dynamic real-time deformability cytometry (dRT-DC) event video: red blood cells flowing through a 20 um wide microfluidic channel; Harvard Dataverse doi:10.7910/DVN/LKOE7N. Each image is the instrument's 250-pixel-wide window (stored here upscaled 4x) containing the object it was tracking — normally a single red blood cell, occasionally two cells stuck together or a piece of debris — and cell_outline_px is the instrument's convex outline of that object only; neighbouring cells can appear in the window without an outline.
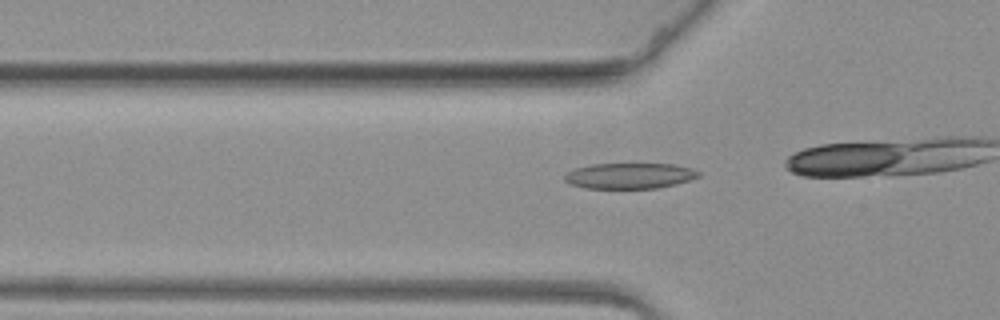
{"species": "common noctule bat (a hibernating species)", "species_latin": "Nyctalus noctula", "temperature_condition": "warm", "stored_images_in_passage": 40, "camera_frame_rate_fps": 3000, "um_per_image_px": 0.085, "animal": {"sex": "female", "body_mass_g": 19.3, "forearm_length_mm": 54.1}, "frame": {"image": 1, "passage_image": 12, "time_ms": 3.667, "image_size_px": [1000, 320], "cell_outline_px": [[700, 176], [676, 184], [656, 188], [584, 188], [572, 184], [564, 180], [564, 176], [568, 172], [576, 168], [592, 164], [676, 164], [692, 168], [700, 172]], "centroid_in_image_um": [53.54, 14.94], "position_along_channel_um": 72.3, "area_um2": 19.94}}
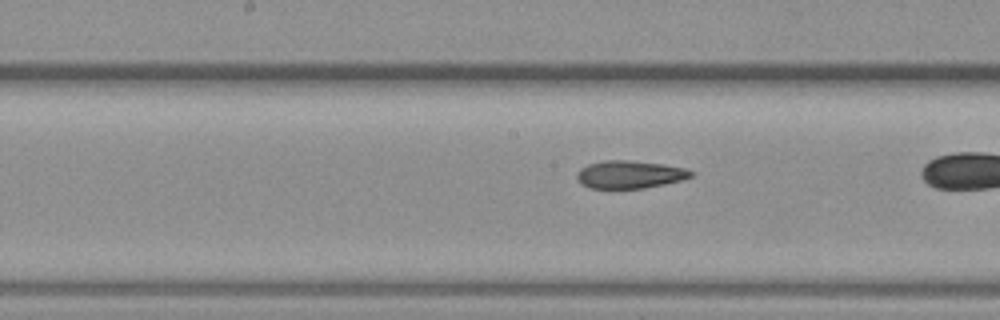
{"frame": {"image": 2, "passage_image": 23, "time_ms": 7.333, "image_size_px": [1000, 320], "cell_outline_px": [[692, 176], [680, 180], [664, 184], [644, 188], [612, 192], [588, 188], [580, 184], [576, 180], [576, 172], [580, 168], [588, 164], [604, 160], [628, 160], [660, 164], [684, 168], [692, 172]], "centroid_in_image_um": [53.38, 14.89], "position_along_channel_um": 194.8, "area_um2": 19.19}}
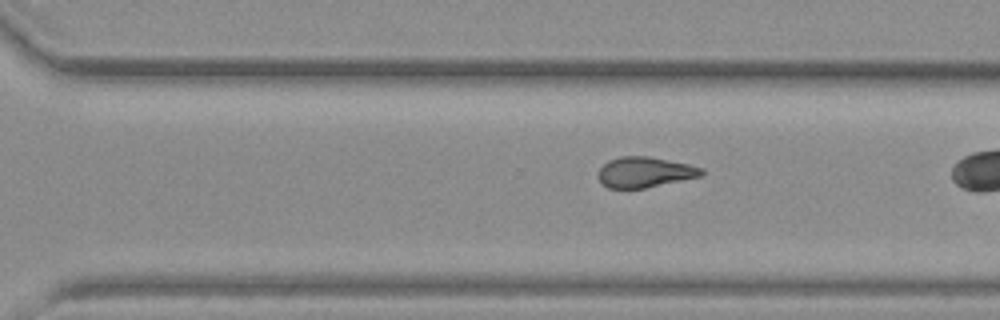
{"frame": {"image": 3, "passage_image": 34, "time_ms": 11.0, "image_size_px": [1000, 320], "cell_outline_px": [[704, 172], [700, 176], [644, 188], [608, 188], [600, 184], [596, 176], [600, 168], [608, 160], [620, 156], [648, 156], [688, 164], [704, 168]], "centroid_in_image_um": [54.74, 14.63], "position_along_channel_um": 315.9, "area_um2": 18.38}}